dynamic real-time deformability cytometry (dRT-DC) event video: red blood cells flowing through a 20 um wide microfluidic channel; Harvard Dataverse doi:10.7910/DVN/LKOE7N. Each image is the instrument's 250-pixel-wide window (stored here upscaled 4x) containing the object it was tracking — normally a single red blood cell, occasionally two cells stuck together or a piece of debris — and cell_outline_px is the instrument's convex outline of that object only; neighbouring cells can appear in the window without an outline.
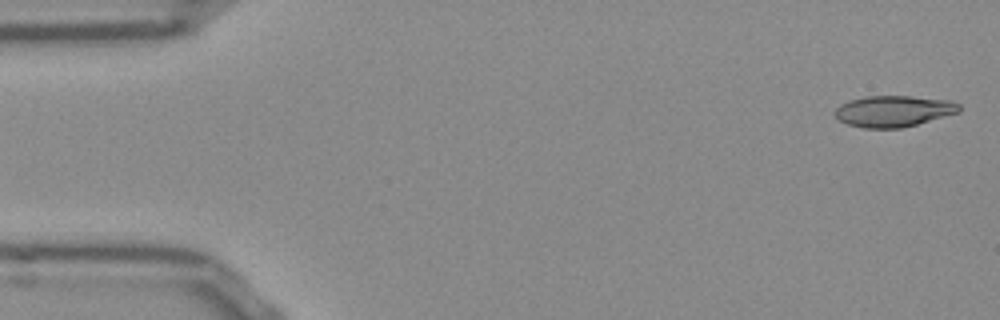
{"species": "Egyptian fruit bat (a non-hibernating species)", "species_latin": "Rousettus aegyptiacus", "temperature_condition": "room temperature", "stored_images_in_passage": 53, "camera_frame_rate_fps": 3000, "um_per_image_px": 0.085, "frame": {"image": 1, "passage_image": 2, "time_ms": 0.333, "image_size_px": [1000, 320], "cell_outline_px": [[960, 112], [916, 124], [900, 128], [864, 128], [848, 124], [840, 120], [832, 112], [840, 104], [848, 100], [864, 96], [912, 96], [952, 100], [960, 104]], "centroid_in_image_um": [75.95, 9.43], "position_along_channel_um": 9.1, "area_um2": 22.72}}
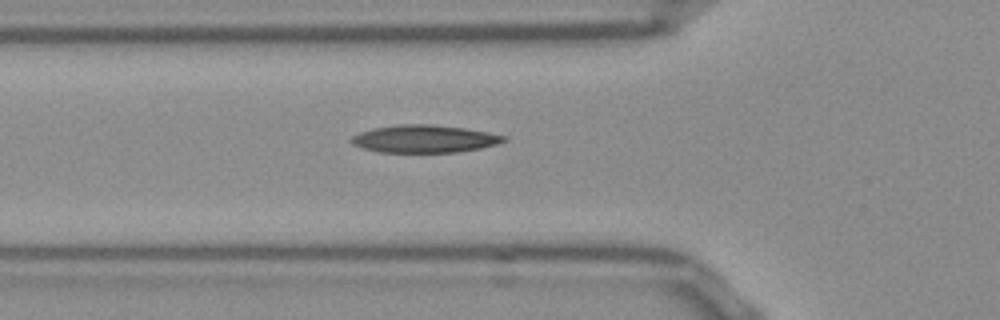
{"frame": {"image": 2, "passage_image": 18, "time_ms": 5.667, "image_size_px": [1000, 320], "cell_outline_px": [[508, 140], [496, 144], [480, 148], [460, 152], [380, 152], [360, 148], [352, 144], [348, 140], [352, 136], [360, 132], [372, 128], [396, 124], [432, 124], [464, 128], [488, 132], [508, 136]], "centroid_in_image_um": [36.05, 11.8], "position_along_channel_um": 89.8, "area_um2": 24.8}}
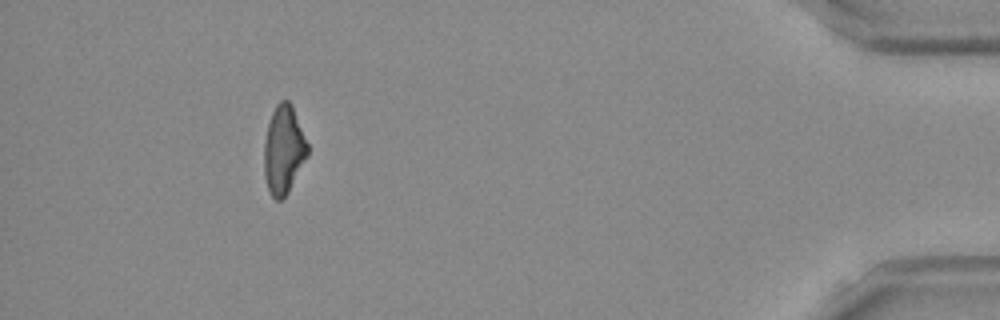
{"frame": {"image": 3, "passage_image": 48, "time_ms": 15.667, "image_size_px": [1000, 320], "cell_outline_px": [[308, 156], [288, 192], [280, 200], [276, 200], [272, 196], [268, 188], [264, 176], [264, 144], [268, 124], [272, 112], [276, 104], [280, 100], [288, 100], [292, 104], [308, 144]], "centroid_in_image_um": [24.11, 12.71], "position_along_channel_um": 411.1, "area_um2": 22.37}, "authors_computed_cell_mechanics": {"area_um2": 23.2356, "velocity_mm_per_s": 3.8464, "shape_relaxation_time_tau1_ms": null, "shape_relaxation_time_tau2_ms": 6.4289, "deformation_change_tau1": null, "deformation_change_tau2": 0.1777}}